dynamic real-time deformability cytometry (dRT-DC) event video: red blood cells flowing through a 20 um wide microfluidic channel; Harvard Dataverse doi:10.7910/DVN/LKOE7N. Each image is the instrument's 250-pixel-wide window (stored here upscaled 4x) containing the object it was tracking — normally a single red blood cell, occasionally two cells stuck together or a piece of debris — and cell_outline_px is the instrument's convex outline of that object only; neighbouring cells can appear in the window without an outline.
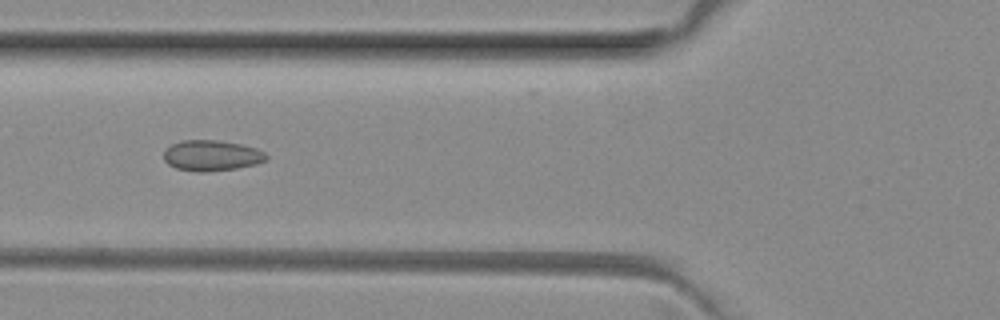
{"species": "common noctule bat (a hibernating species)", "species_latin": "Nyctalus noctula", "temperature_condition": "room temperature", "stored_images_in_passage": 51, "camera_frame_rate_fps": 3000, "um_per_image_px": 0.085, "animal": {"sex": "female", "body_mass_g": 29.2, "forearm_length_mm": 56.3}, "frame": {"image": 1, "passage_image": 19, "time_ms": 6.0, "image_size_px": [1000, 320], "cell_outline_px": [[268, 160], [256, 164], [236, 168], [204, 172], [196, 172], [176, 168], [168, 164], [164, 160], [164, 152], [172, 144], [184, 140], [216, 140], [240, 144], [256, 148], [264, 152], [268, 156]], "centroid_in_image_um": [18.0, 13.23], "position_along_channel_um": 107.8, "area_um2": 18.26}}
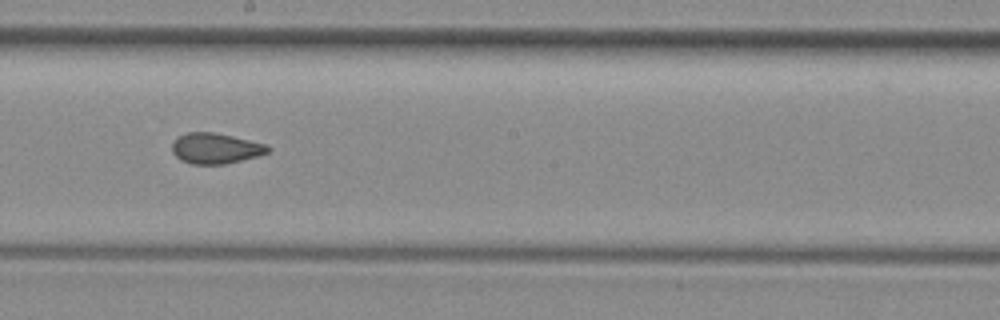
{"frame": {"image": 2, "passage_image": 28, "time_ms": 9.0, "image_size_px": [1000, 320], "cell_outline_px": [[272, 148], [268, 152], [256, 156], [224, 164], [192, 164], [180, 160], [172, 152], [172, 144], [180, 136], [188, 132], [212, 132], [232, 136], [268, 144]], "centroid_in_image_um": [18.33, 12.61], "position_along_channel_um": 229.9, "area_um2": 16.94}}
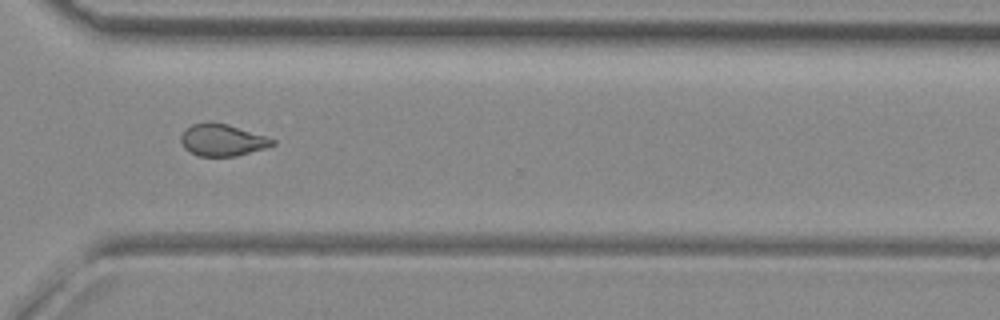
{"frame": {"image": 3, "passage_image": 37, "time_ms": 12.0, "image_size_px": [1000, 320], "cell_outline_px": [[276, 144], [264, 148], [236, 156], [200, 156], [188, 152], [184, 148], [180, 140], [180, 136], [192, 124], [228, 124], [268, 136], [276, 140]], "centroid_in_image_um": [18.93, 11.93], "position_along_channel_um": 351.7, "area_um2": 16.76}, "authors_computed_cell_mechanics": {"area_um2": 17.7446, "velocity_mm_per_s": 4.0691, "shape_relaxation_time_tau1_ms": null, "shape_relaxation_time_tau2_ms": 1.5326, "deformation_change_tau1": null, "deformation_change_tau2": 0.0653}}